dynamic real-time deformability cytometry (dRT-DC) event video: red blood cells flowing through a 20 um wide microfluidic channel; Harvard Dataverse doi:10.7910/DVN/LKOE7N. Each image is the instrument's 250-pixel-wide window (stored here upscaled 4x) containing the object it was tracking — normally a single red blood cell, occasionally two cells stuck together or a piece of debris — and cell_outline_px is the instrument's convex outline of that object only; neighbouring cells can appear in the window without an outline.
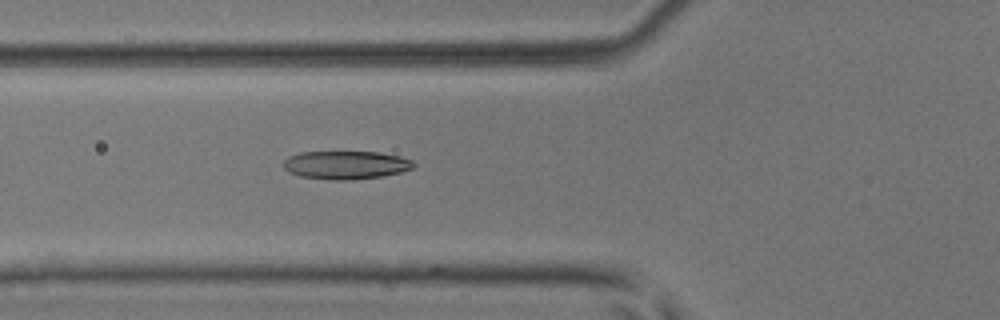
{"species": "common noctule bat (a hibernating species)", "species_latin": "Nyctalus noctula", "temperature_condition": "room temperature", "stored_images_in_passage": 3, "camera_frame_rate_fps": 3000, "um_per_image_px": 0.085, "animal": {"sex": "male", "body_mass_g": 17.9, "forearm_length_mm": 54.2}, "frame": {"image": 1, "passage_image": 3, "time_ms": 0.667, "image_size_px": [1000, 320], "cell_outline_px": [[416, 164], [412, 168], [400, 172], [380, 176], [348, 180], [332, 180], [300, 176], [288, 172], [284, 168], [284, 160], [288, 156], [300, 152], [376, 152], [400, 156], [412, 160]], "centroid_in_image_um": [29.37, 14.02], "position_along_channel_um": 96.4, "area_um2": 21.33}}